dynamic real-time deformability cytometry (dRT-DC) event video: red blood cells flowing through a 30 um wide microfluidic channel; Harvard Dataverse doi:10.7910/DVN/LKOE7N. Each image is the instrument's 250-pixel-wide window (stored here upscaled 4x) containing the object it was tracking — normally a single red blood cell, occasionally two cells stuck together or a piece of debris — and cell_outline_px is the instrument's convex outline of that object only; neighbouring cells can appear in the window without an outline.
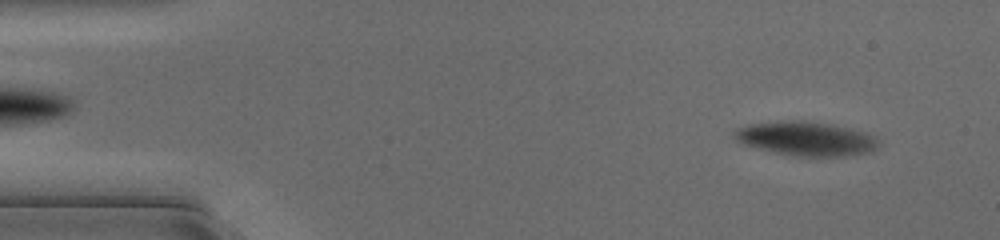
{"species": "common noctule bat (a hibernating species)", "species_latin": "Nyctalus noctula", "temperature_condition": "cold", "stored_images_in_passage": 50, "camera_frame_rate_fps": 3000, "um_per_image_px": 0.085, "animal": {"sex": "female", "body_mass_g": 17.0, "forearm_length_mm": 48.0}, "frame": {"image": 1, "passage_image": 4, "time_ms": 1.0, "image_size_px": [1000, 240], "cell_outline_px": [[872, 148], [864, 152], [836, 156], [792, 156], [744, 144], [736, 140], [736, 132], [740, 128], [752, 124], [824, 124], [860, 132], [868, 136], [872, 140]], "centroid_in_image_um": [68.39, 11.85], "position_along_channel_um": 16.6, "area_um2": 25.43}}
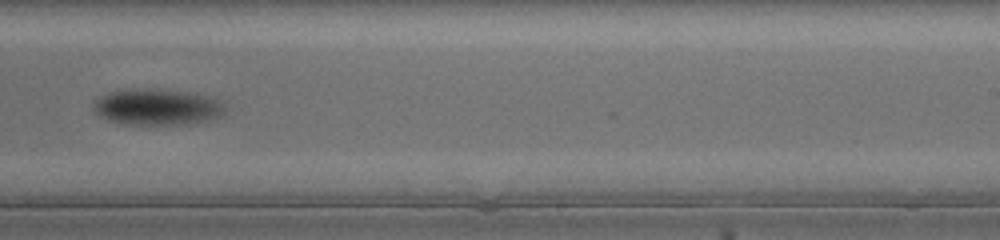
{"frame": {"image": 2, "passage_image": 31, "time_ms": 10.0, "image_size_px": [1000, 240], "cell_outline_px": [[224, 112], [220, 116], [208, 120], [184, 124], [132, 124], [112, 120], [100, 116], [96, 112], [96, 100], [112, 92], [132, 88], [160, 88], [196, 92], [216, 96], [220, 100], [224, 108]], "centroid_in_image_um": [13.49, 9.05], "position_along_channel_um": 275.5, "area_um2": 27.69}}
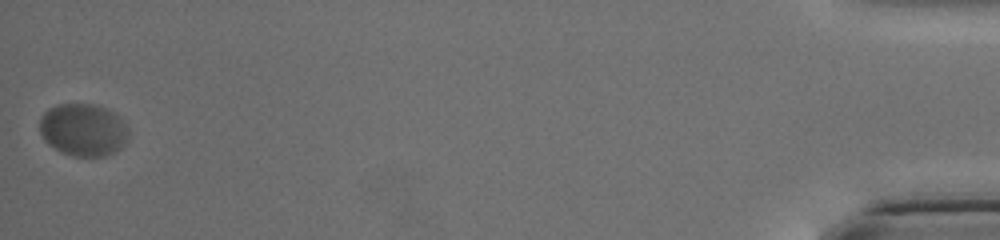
{"frame": {"image": 3, "passage_image": 50, "time_ms": 16.333, "image_size_px": [1000, 240], "cell_outline_px": [[128, 132], [124, 144], [116, 152], [104, 156], [72, 156], [48, 144], [44, 140], [40, 132], [40, 116], [48, 108], [56, 104], [92, 104], [104, 108], [120, 116], [124, 120], [128, 128]], "centroid_in_image_um": [7.07, 11.02], "position_along_channel_um": 428.1, "area_um2": 27.22}}